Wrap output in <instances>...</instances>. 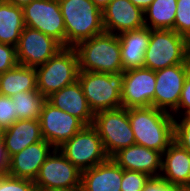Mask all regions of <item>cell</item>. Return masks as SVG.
<instances>
[{"instance_id":"14","label":"cell","mask_w":190,"mask_h":191,"mask_svg":"<svg viewBox=\"0 0 190 191\" xmlns=\"http://www.w3.org/2000/svg\"><path fill=\"white\" fill-rule=\"evenodd\" d=\"M39 122L43 139L54 148H59L85 126L78 118L54 107L48 101L43 105Z\"/></svg>"},{"instance_id":"30","label":"cell","mask_w":190,"mask_h":191,"mask_svg":"<svg viewBox=\"0 0 190 191\" xmlns=\"http://www.w3.org/2000/svg\"><path fill=\"white\" fill-rule=\"evenodd\" d=\"M0 191H38L34 181L3 174L0 179Z\"/></svg>"},{"instance_id":"23","label":"cell","mask_w":190,"mask_h":191,"mask_svg":"<svg viewBox=\"0 0 190 191\" xmlns=\"http://www.w3.org/2000/svg\"><path fill=\"white\" fill-rule=\"evenodd\" d=\"M37 90L36 70L18 64L0 74V95L12 97L18 92Z\"/></svg>"},{"instance_id":"35","label":"cell","mask_w":190,"mask_h":191,"mask_svg":"<svg viewBox=\"0 0 190 191\" xmlns=\"http://www.w3.org/2000/svg\"><path fill=\"white\" fill-rule=\"evenodd\" d=\"M9 167V157L4 147L3 141L0 140V172L7 174Z\"/></svg>"},{"instance_id":"34","label":"cell","mask_w":190,"mask_h":191,"mask_svg":"<svg viewBox=\"0 0 190 191\" xmlns=\"http://www.w3.org/2000/svg\"><path fill=\"white\" fill-rule=\"evenodd\" d=\"M143 191H176V186L165 182L160 176L151 177Z\"/></svg>"},{"instance_id":"18","label":"cell","mask_w":190,"mask_h":191,"mask_svg":"<svg viewBox=\"0 0 190 191\" xmlns=\"http://www.w3.org/2000/svg\"><path fill=\"white\" fill-rule=\"evenodd\" d=\"M47 101L54 107L78 118L85 126L93 125L95 114L90 109L78 80L52 93L47 97Z\"/></svg>"},{"instance_id":"28","label":"cell","mask_w":190,"mask_h":191,"mask_svg":"<svg viewBox=\"0 0 190 191\" xmlns=\"http://www.w3.org/2000/svg\"><path fill=\"white\" fill-rule=\"evenodd\" d=\"M150 178L146 173L123 169L121 191H143Z\"/></svg>"},{"instance_id":"12","label":"cell","mask_w":190,"mask_h":191,"mask_svg":"<svg viewBox=\"0 0 190 191\" xmlns=\"http://www.w3.org/2000/svg\"><path fill=\"white\" fill-rule=\"evenodd\" d=\"M62 48L53 37L25 26L16 47L17 61L20 65L37 68Z\"/></svg>"},{"instance_id":"39","label":"cell","mask_w":190,"mask_h":191,"mask_svg":"<svg viewBox=\"0 0 190 191\" xmlns=\"http://www.w3.org/2000/svg\"><path fill=\"white\" fill-rule=\"evenodd\" d=\"M176 191H190V186H176Z\"/></svg>"},{"instance_id":"16","label":"cell","mask_w":190,"mask_h":191,"mask_svg":"<svg viewBox=\"0 0 190 191\" xmlns=\"http://www.w3.org/2000/svg\"><path fill=\"white\" fill-rule=\"evenodd\" d=\"M54 147L46 140L27 146L9 158L7 174L13 177L34 181L40 167Z\"/></svg>"},{"instance_id":"29","label":"cell","mask_w":190,"mask_h":191,"mask_svg":"<svg viewBox=\"0 0 190 191\" xmlns=\"http://www.w3.org/2000/svg\"><path fill=\"white\" fill-rule=\"evenodd\" d=\"M174 141L190 153V115L174 117Z\"/></svg>"},{"instance_id":"20","label":"cell","mask_w":190,"mask_h":191,"mask_svg":"<svg viewBox=\"0 0 190 191\" xmlns=\"http://www.w3.org/2000/svg\"><path fill=\"white\" fill-rule=\"evenodd\" d=\"M160 177L172 186H190V153L175 141L162 153Z\"/></svg>"},{"instance_id":"25","label":"cell","mask_w":190,"mask_h":191,"mask_svg":"<svg viewBox=\"0 0 190 191\" xmlns=\"http://www.w3.org/2000/svg\"><path fill=\"white\" fill-rule=\"evenodd\" d=\"M177 0H153L144 10V25L151 30H174Z\"/></svg>"},{"instance_id":"17","label":"cell","mask_w":190,"mask_h":191,"mask_svg":"<svg viewBox=\"0 0 190 191\" xmlns=\"http://www.w3.org/2000/svg\"><path fill=\"white\" fill-rule=\"evenodd\" d=\"M124 170L143 172L159 177L162 171V153L134 144L121 149L111 157Z\"/></svg>"},{"instance_id":"4","label":"cell","mask_w":190,"mask_h":191,"mask_svg":"<svg viewBox=\"0 0 190 191\" xmlns=\"http://www.w3.org/2000/svg\"><path fill=\"white\" fill-rule=\"evenodd\" d=\"M35 70L37 89L47 98L78 80L80 70L77 51L74 47H63Z\"/></svg>"},{"instance_id":"2","label":"cell","mask_w":190,"mask_h":191,"mask_svg":"<svg viewBox=\"0 0 190 191\" xmlns=\"http://www.w3.org/2000/svg\"><path fill=\"white\" fill-rule=\"evenodd\" d=\"M79 70L99 73L123 72L118 35L102 32L79 42L75 47Z\"/></svg>"},{"instance_id":"26","label":"cell","mask_w":190,"mask_h":191,"mask_svg":"<svg viewBox=\"0 0 190 191\" xmlns=\"http://www.w3.org/2000/svg\"><path fill=\"white\" fill-rule=\"evenodd\" d=\"M12 100L15 103L17 120H39L40 113L42 112L43 105L47 101V98L42 96L37 89L28 92H18L12 96Z\"/></svg>"},{"instance_id":"38","label":"cell","mask_w":190,"mask_h":191,"mask_svg":"<svg viewBox=\"0 0 190 191\" xmlns=\"http://www.w3.org/2000/svg\"><path fill=\"white\" fill-rule=\"evenodd\" d=\"M8 2L23 8L25 5H28L32 0H7Z\"/></svg>"},{"instance_id":"31","label":"cell","mask_w":190,"mask_h":191,"mask_svg":"<svg viewBox=\"0 0 190 191\" xmlns=\"http://www.w3.org/2000/svg\"><path fill=\"white\" fill-rule=\"evenodd\" d=\"M15 121H17V115L12 97L0 95V125L5 129Z\"/></svg>"},{"instance_id":"36","label":"cell","mask_w":190,"mask_h":191,"mask_svg":"<svg viewBox=\"0 0 190 191\" xmlns=\"http://www.w3.org/2000/svg\"><path fill=\"white\" fill-rule=\"evenodd\" d=\"M135 6L139 7L142 11L146 10L153 0H130Z\"/></svg>"},{"instance_id":"1","label":"cell","mask_w":190,"mask_h":191,"mask_svg":"<svg viewBox=\"0 0 190 191\" xmlns=\"http://www.w3.org/2000/svg\"><path fill=\"white\" fill-rule=\"evenodd\" d=\"M135 144L163 153L174 141V117L155 107L128 109Z\"/></svg>"},{"instance_id":"27","label":"cell","mask_w":190,"mask_h":191,"mask_svg":"<svg viewBox=\"0 0 190 191\" xmlns=\"http://www.w3.org/2000/svg\"><path fill=\"white\" fill-rule=\"evenodd\" d=\"M174 31L185 38L190 37V0H177Z\"/></svg>"},{"instance_id":"3","label":"cell","mask_w":190,"mask_h":191,"mask_svg":"<svg viewBox=\"0 0 190 191\" xmlns=\"http://www.w3.org/2000/svg\"><path fill=\"white\" fill-rule=\"evenodd\" d=\"M65 25V47L104 32L102 11L91 0H58Z\"/></svg>"},{"instance_id":"11","label":"cell","mask_w":190,"mask_h":191,"mask_svg":"<svg viewBox=\"0 0 190 191\" xmlns=\"http://www.w3.org/2000/svg\"><path fill=\"white\" fill-rule=\"evenodd\" d=\"M190 61L155 71L154 107L171 114L178 108Z\"/></svg>"},{"instance_id":"10","label":"cell","mask_w":190,"mask_h":191,"mask_svg":"<svg viewBox=\"0 0 190 191\" xmlns=\"http://www.w3.org/2000/svg\"><path fill=\"white\" fill-rule=\"evenodd\" d=\"M22 10L26 27L53 37L65 47V25L58 0H32Z\"/></svg>"},{"instance_id":"22","label":"cell","mask_w":190,"mask_h":191,"mask_svg":"<svg viewBox=\"0 0 190 191\" xmlns=\"http://www.w3.org/2000/svg\"><path fill=\"white\" fill-rule=\"evenodd\" d=\"M39 120L21 119L15 121L10 127L5 128L2 141L10 158L21 152L27 146L42 141Z\"/></svg>"},{"instance_id":"8","label":"cell","mask_w":190,"mask_h":191,"mask_svg":"<svg viewBox=\"0 0 190 191\" xmlns=\"http://www.w3.org/2000/svg\"><path fill=\"white\" fill-rule=\"evenodd\" d=\"M58 149L81 172L109 158L93 125L84 126Z\"/></svg>"},{"instance_id":"9","label":"cell","mask_w":190,"mask_h":191,"mask_svg":"<svg viewBox=\"0 0 190 191\" xmlns=\"http://www.w3.org/2000/svg\"><path fill=\"white\" fill-rule=\"evenodd\" d=\"M38 191L81 189V171L54 148L34 180Z\"/></svg>"},{"instance_id":"41","label":"cell","mask_w":190,"mask_h":191,"mask_svg":"<svg viewBox=\"0 0 190 191\" xmlns=\"http://www.w3.org/2000/svg\"><path fill=\"white\" fill-rule=\"evenodd\" d=\"M50 191H81V189H72V190H69V189H58V190H50Z\"/></svg>"},{"instance_id":"33","label":"cell","mask_w":190,"mask_h":191,"mask_svg":"<svg viewBox=\"0 0 190 191\" xmlns=\"http://www.w3.org/2000/svg\"><path fill=\"white\" fill-rule=\"evenodd\" d=\"M173 117L190 115V73L185 79L178 108L172 113Z\"/></svg>"},{"instance_id":"40","label":"cell","mask_w":190,"mask_h":191,"mask_svg":"<svg viewBox=\"0 0 190 191\" xmlns=\"http://www.w3.org/2000/svg\"><path fill=\"white\" fill-rule=\"evenodd\" d=\"M187 46H188V58L190 61V37L187 39Z\"/></svg>"},{"instance_id":"5","label":"cell","mask_w":190,"mask_h":191,"mask_svg":"<svg viewBox=\"0 0 190 191\" xmlns=\"http://www.w3.org/2000/svg\"><path fill=\"white\" fill-rule=\"evenodd\" d=\"M78 81L93 113L122 107L123 72L79 71Z\"/></svg>"},{"instance_id":"37","label":"cell","mask_w":190,"mask_h":191,"mask_svg":"<svg viewBox=\"0 0 190 191\" xmlns=\"http://www.w3.org/2000/svg\"><path fill=\"white\" fill-rule=\"evenodd\" d=\"M101 11H103L112 0H91Z\"/></svg>"},{"instance_id":"7","label":"cell","mask_w":190,"mask_h":191,"mask_svg":"<svg viewBox=\"0 0 190 191\" xmlns=\"http://www.w3.org/2000/svg\"><path fill=\"white\" fill-rule=\"evenodd\" d=\"M93 126L97 129L109 158L121 149L135 144L127 108L120 107L95 113Z\"/></svg>"},{"instance_id":"21","label":"cell","mask_w":190,"mask_h":191,"mask_svg":"<svg viewBox=\"0 0 190 191\" xmlns=\"http://www.w3.org/2000/svg\"><path fill=\"white\" fill-rule=\"evenodd\" d=\"M150 36L151 29L146 26L118 34L123 71L144 66L145 52L148 48Z\"/></svg>"},{"instance_id":"32","label":"cell","mask_w":190,"mask_h":191,"mask_svg":"<svg viewBox=\"0 0 190 191\" xmlns=\"http://www.w3.org/2000/svg\"><path fill=\"white\" fill-rule=\"evenodd\" d=\"M18 65L16 47L0 43V74Z\"/></svg>"},{"instance_id":"15","label":"cell","mask_w":190,"mask_h":191,"mask_svg":"<svg viewBox=\"0 0 190 191\" xmlns=\"http://www.w3.org/2000/svg\"><path fill=\"white\" fill-rule=\"evenodd\" d=\"M102 15L104 31L116 35L145 26L144 11L130 0H112Z\"/></svg>"},{"instance_id":"24","label":"cell","mask_w":190,"mask_h":191,"mask_svg":"<svg viewBox=\"0 0 190 191\" xmlns=\"http://www.w3.org/2000/svg\"><path fill=\"white\" fill-rule=\"evenodd\" d=\"M23 10L8 1L0 3V43L17 47L24 29Z\"/></svg>"},{"instance_id":"19","label":"cell","mask_w":190,"mask_h":191,"mask_svg":"<svg viewBox=\"0 0 190 191\" xmlns=\"http://www.w3.org/2000/svg\"><path fill=\"white\" fill-rule=\"evenodd\" d=\"M123 168L112 158L81 172V191H121Z\"/></svg>"},{"instance_id":"42","label":"cell","mask_w":190,"mask_h":191,"mask_svg":"<svg viewBox=\"0 0 190 191\" xmlns=\"http://www.w3.org/2000/svg\"><path fill=\"white\" fill-rule=\"evenodd\" d=\"M4 127H2L1 125H0V140H2V136H3V134H4Z\"/></svg>"},{"instance_id":"6","label":"cell","mask_w":190,"mask_h":191,"mask_svg":"<svg viewBox=\"0 0 190 191\" xmlns=\"http://www.w3.org/2000/svg\"><path fill=\"white\" fill-rule=\"evenodd\" d=\"M188 60L187 38L174 30H151L143 67L156 71Z\"/></svg>"},{"instance_id":"13","label":"cell","mask_w":190,"mask_h":191,"mask_svg":"<svg viewBox=\"0 0 190 191\" xmlns=\"http://www.w3.org/2000/svg\"><path fill=\"white\" fill-rule=\"evenodd\" d=\"M155 85L154 70L142 67L123 71L122 107L127 109L154 107Z\"/></svg>"}]
</instances>
